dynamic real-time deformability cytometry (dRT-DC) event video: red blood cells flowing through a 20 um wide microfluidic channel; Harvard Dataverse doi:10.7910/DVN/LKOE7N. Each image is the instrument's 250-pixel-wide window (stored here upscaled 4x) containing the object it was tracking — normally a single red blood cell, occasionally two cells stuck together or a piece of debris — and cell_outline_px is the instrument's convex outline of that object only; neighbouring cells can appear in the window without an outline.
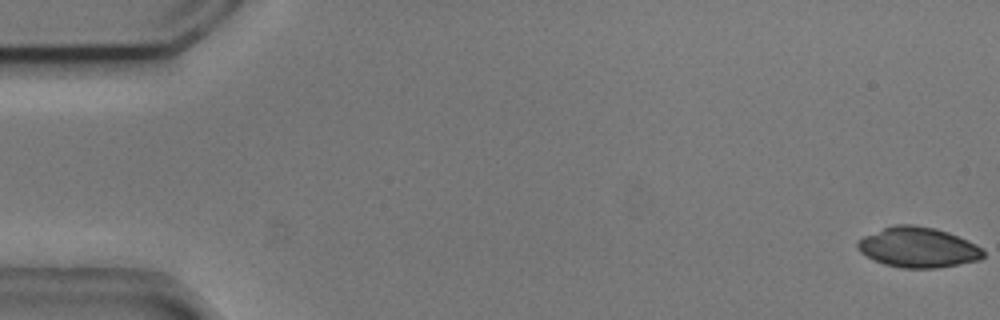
{"species": "common noctule bat (a hibernating species)", "species_latin": "Nyctalus noctula", "temperature_condition": "cold", "stored_images_in_passage": 21, "camera_frame_rate_fps": 3000, "um_per_image_px": 0.085, "animal": {"sex": "male", "body_mass_g": 20.5, "forearm_length_mm": 52.5}, "frame": {"image": 1, "passage_image": 1, "time_ms": 0.0, "image_size_px": [1000, 320], "cell_outline_px": [[984, 256], [980, 260], [936, 268], [904, 268], [884, 264], [860, 252], [856, 248], [856, 240], [864, 236], [884, 228], [896, 224], [912, 224], [936, 228], [948, 232], [968, 240], [976, 244], [984, 252]], "centroid_in_image_um": [78.03, 21.02], "position_along_channel_um": 7.0, "area_um2": 29.42}}
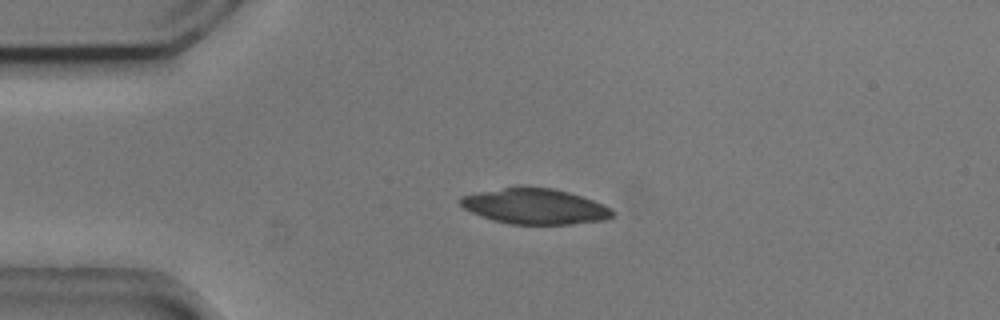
{"frame": {"image": 2, "passage_image": 13, "time_ms": 4.0, "image_size_px": [1000, 320], "cell_outline_px": [[616, 216], [604, 220], [568, 224], [512, 224], [492, 220], [480, 216], [464, 208], [460, 204], [460, 196], [520, 184], [528, 184], [552, 188], [568, 192], [604, 204], [612, 208], [616, 212]], "centroid_in_image_um": [45.48, 17.51], "position_along_channel_um": 39.5, "area_um2": 32.02}}